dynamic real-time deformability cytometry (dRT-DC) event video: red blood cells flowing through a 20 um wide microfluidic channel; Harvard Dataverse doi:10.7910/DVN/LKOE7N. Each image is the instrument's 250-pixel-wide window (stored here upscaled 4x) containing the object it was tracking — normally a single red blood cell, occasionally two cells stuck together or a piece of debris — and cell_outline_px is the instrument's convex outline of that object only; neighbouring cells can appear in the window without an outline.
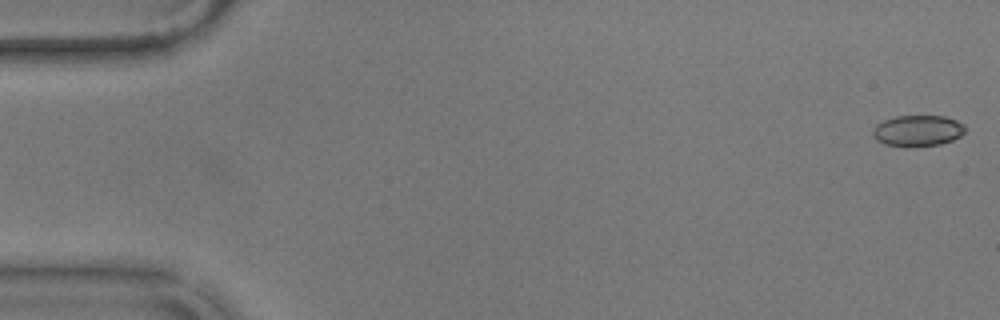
{"species": "common noctule bat (a hibernating species)", "species_latin": "Nyctalus noctula", "temperature_condition": "warm", "stored_images_in_passage": 16, "camera_frame_rate_fps": 3000, "um_per_image_px": 0.085, "animal": {"sex": "male", "body_mass_g": 17.9}, "frame": {"image": 1, "passage_image": 1, "time_ms": 0.0, "image_size_px": [1000, 320], "cell_outline_px": [[964, 132], [960, 136], [952, 140], [940, 144], [884, 144], [876, 140], [872, 136], [872, 128], [876, 124], [884, 120], [896, 116], [944, 116], [956, 120], [964, 124]], "centroid_in_image_um": [77.99, 11.06], "position_along_channel_um": 7.0, "area_um2": 16.18}}
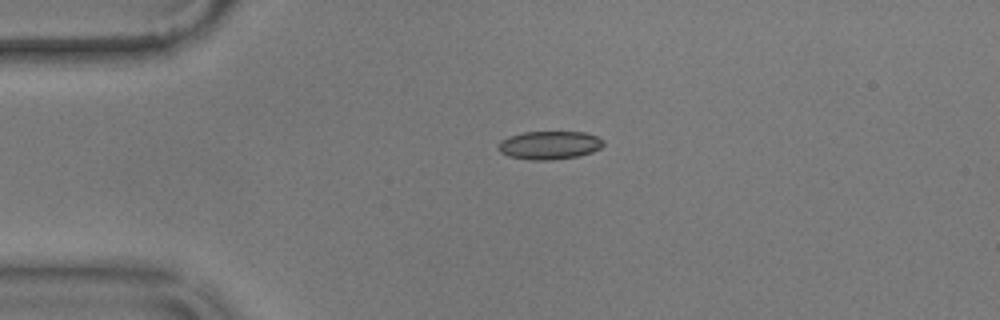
{"frame": {"image": 2, "passage_image": 13, "time_ms": 4.0, "image_size_px": [1000, 320], "cell_outline_px": [[604, 144], [600, 148], [592, 152], [576, 156], [552, 160], [532, 160], [508, 156], [500, 152], [496, 148], [496, 144], [500, 140], [508, 136], [524, 132], [584, 132], [596, 136], [604, 140]], "centroid_in_image_um": [46.65, 12.33], "position_along_channel_um": 38.3, "area_um2": 17.46}}